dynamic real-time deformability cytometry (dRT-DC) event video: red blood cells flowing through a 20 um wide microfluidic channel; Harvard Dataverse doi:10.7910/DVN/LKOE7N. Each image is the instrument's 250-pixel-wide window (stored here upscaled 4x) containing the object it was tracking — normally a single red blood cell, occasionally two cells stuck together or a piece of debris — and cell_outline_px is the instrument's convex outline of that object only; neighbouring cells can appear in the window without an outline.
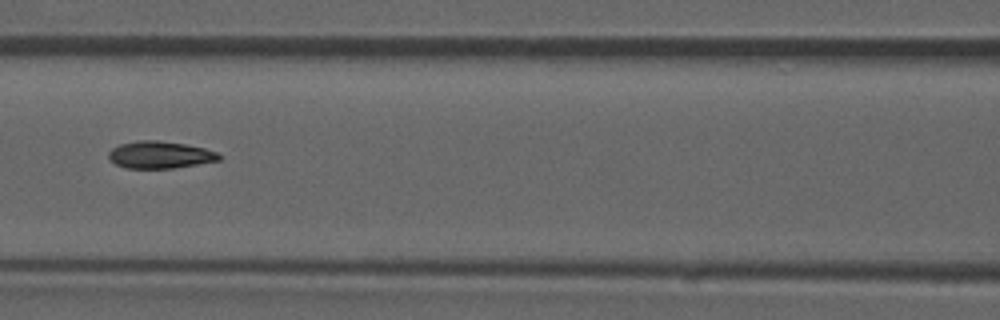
{"species": "common noctule bat (a hibernating species)", "species_latin": "Nyctalus noctula", "temperature_condition": "room temperature", "stored_images_in_passage": 52, "camera_frame_rate_fps": 3000, "um_per_image_px": 0.085, "animal": {"sex": "male", "forearm_length_mm": 52.5}, "frame": {"image": 1, "passage_image": 23, "time_ms": 7.333, "image_size_px": [1000, 320], "cell_outline_px": [[220, 160], [172, 168], [124, 168], [116, 164], [108, 156], [108, 152], [112, 148], [120, 144], [136, 140], [156, 140], [184, 144], [204, 148], [216, 152], [220, 156]], "centroid_in_image_um": [13.56, 13.15], "position_along_channel_um": 153.0, "area_um2": 17.28}, "authors_computed_cell_mechanics": {"area_um2": 17.7157, "velocity_mm_per_s": 3.9139, "shape_relaxation_time_tau1_ms": null, "shape_relaxation_time_tau2_ms": 3.2427, "deformation_change_tau1": null, "deformation_change_tau2": 0.0995}}